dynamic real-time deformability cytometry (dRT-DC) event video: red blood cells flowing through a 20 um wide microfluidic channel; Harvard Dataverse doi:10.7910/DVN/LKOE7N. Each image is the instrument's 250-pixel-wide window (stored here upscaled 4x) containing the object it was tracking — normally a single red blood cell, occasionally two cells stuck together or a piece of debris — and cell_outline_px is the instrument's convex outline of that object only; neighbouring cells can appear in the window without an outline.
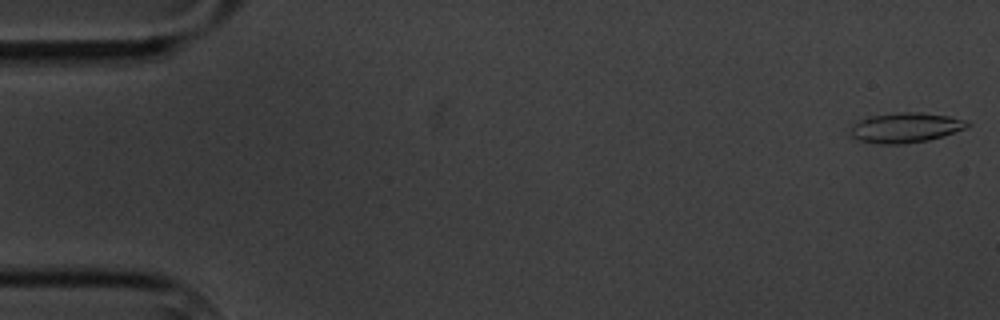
{"species": "common noctule bat (a hibernating species)", "species_latin": "Nyctalus noctula", "temperature_condition": "cold", "stored_images_in_passage": 10, "camera_frame_rate_fps": 3000, "um_per_image_px": 0.085, "animal": {"sex": "male", "body_mass_g": 20.1, "forearm_length_mm": 53.5}, "frame": {"image": 1, "passage_image": 1, "time_ms": 0.0, "image_size_px": [1000, 320], "cell_outline_px": [[972, 124], [968, 128], [944, 136], [928, 140], [904, 144], [880, 144], [860, 140], [848, 136], [852, 124], [868, 116], [904, 112], [920, 112], [948, 116], [968, 120]], "centroid_in_image_um": [76.99, 10.85], "position_along_channel_um": 8.0, "area_um2": 20.69}}
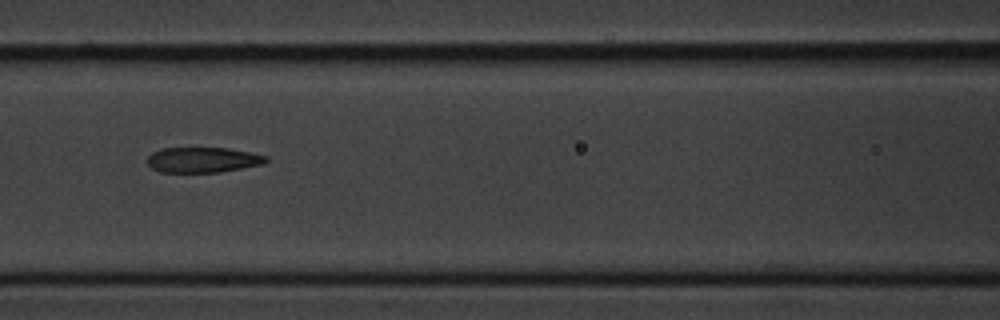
{"frame": {"image": 2, "passage_image": 7, "time_ms": 8.0, "image_size_px": [1000, 320], "cell_outline_px": [[268, 160], [264, 164], [220, 172], [160, 172], [152, 168], [144, 160], [152, 152], [160, 148], [228, 148], [252, 152], [268, 156]], "centroid_in_image_um": [17.23, 13.58], "position_along_channel_um": 149.4, "area_um2": 17.74}}
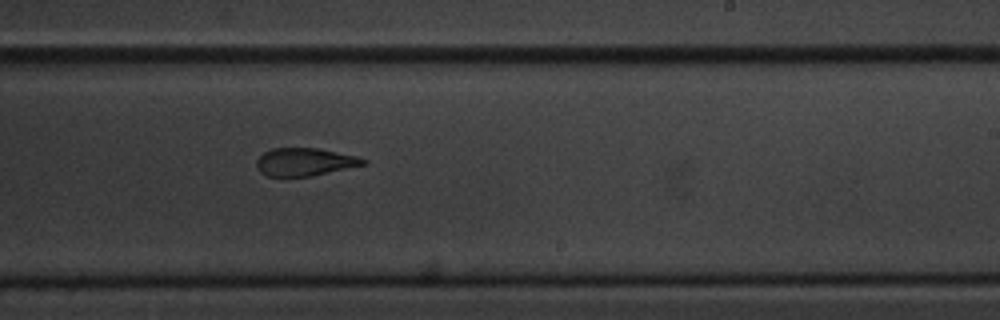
{"frame": {"image": 3, "passage_image": 10, "time_ms": 11.333, "image_size_px": [1000, 320], "cell_outline_px": [[368, 164], [312, 176], [268, 176], [260, 172], [256, 168], [256, 160], [264, 152], [272, 148], [320, 148], [356, 156], [368, 160]], "centroid_in_image_um": [25.92, 13.76], "position_along_channel_um": 263.1, "area_um2": 17.46}}